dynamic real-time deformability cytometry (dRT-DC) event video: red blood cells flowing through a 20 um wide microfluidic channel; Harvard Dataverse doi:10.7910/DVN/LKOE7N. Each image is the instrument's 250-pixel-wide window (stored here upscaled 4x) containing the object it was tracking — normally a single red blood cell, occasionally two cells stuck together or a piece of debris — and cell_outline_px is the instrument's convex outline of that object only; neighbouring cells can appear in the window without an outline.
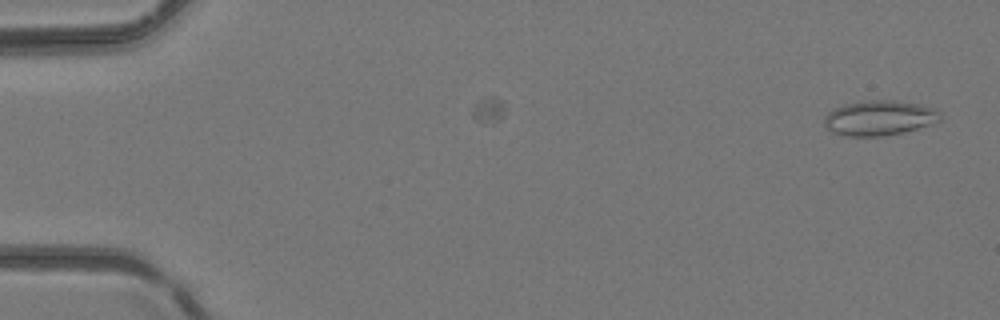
{"species": "common noctule bat (a hibernating species)", "species_latin": "Nyctalus noctula", "temperature_condition": "room temperature", "stored_images_in_passage": 7, "camera_frame_rate_fps": 3000, "um_per_image_px": 0.085, "animal": {"sex": "female", "body_mass_g": 24.6, "forearm_length_mm": 56.2}, "frame": {"image": 1, "passage_image": 1, "time_ms": 0.0, "image_size_px": [1000, 320], "cell_outline_px": [[940, 120], [932, 124], [904, 132], [884, 136], [844, 136], [832, 132], [824, 124], [824, 116], [832, 108], [844, 104], [864, 100], [892, 100], [920, 104], [932, 108], [940, 112]], "centroid_in_image_um": [74.71, 10.02], "position_along_channel_um": 10.3, "area_um2": 23.81}}